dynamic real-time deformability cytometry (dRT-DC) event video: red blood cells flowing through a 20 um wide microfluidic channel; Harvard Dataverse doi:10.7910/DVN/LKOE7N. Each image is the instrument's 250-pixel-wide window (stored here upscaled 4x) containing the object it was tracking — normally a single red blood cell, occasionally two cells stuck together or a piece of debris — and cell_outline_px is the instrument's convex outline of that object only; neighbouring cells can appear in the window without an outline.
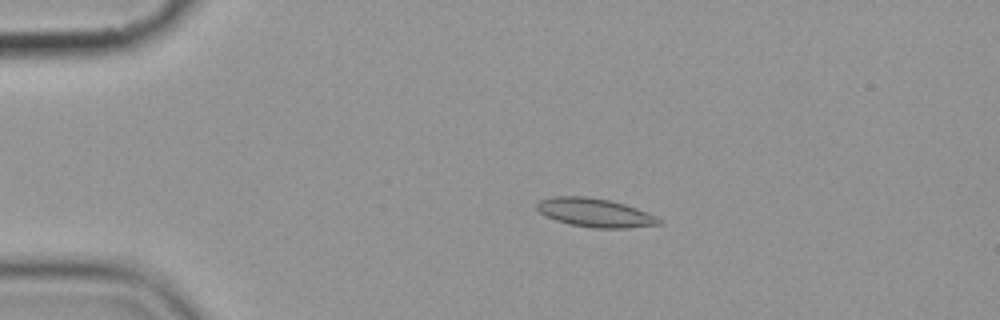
{"species": "common noctule bat (a hibernating species)", "species_latin": "Nyctalus noctula", "temperature_condition": "cold", "stored_images_in_passage": 7, "camera_frame_rate_fps": 3000, "um_per_image_px": 0.085, "animal": {"sex": "female", "body_mass_g": 19.9}, "frame": {"image": 1, "passage_image": 3, "time_ms": 2.333, "image_size_px": [1000, 320], "cell_outline_px": [[664, 224], [628, 228], [592, 228], [572, 224], [556, 220], [540, 212], [536, 208], [536, 204], [540, 200], [552, 196], [588, 196], [608, 200], [624, 204], [636, 208], [656, 216], [664, 220]], "centroid_in_image_um": [50.62, 18.08], "position_along_channel_um": 34.4, "area_um2": 20.4}}
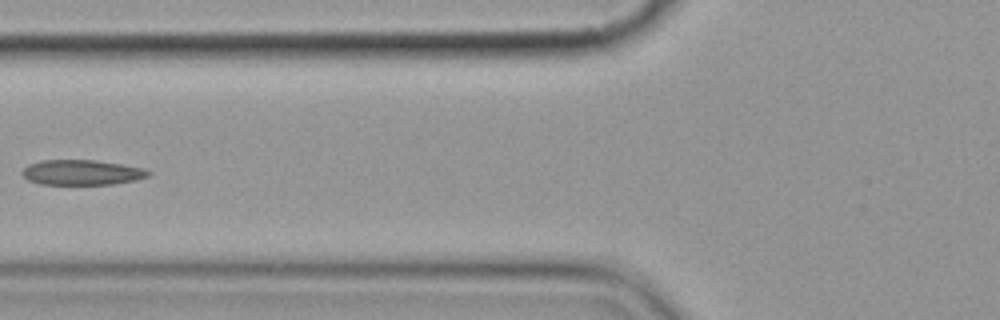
{"frame": {"image": 2, "passage_image": 6, "time_ms": 6.0, "image_size_px": [1000, 320], "cell_outline_px": [[152, 172], [148, 176], [136, 180], [112, 184], [40, 184], [28, 180], [20, 172], [28, 164], [40, 160], [96, 160], [144, 168]], "centroid_in_image_um": [6.94, 14.65], "position_along_channel_um": 118.9, "area_um2": 18.5}}
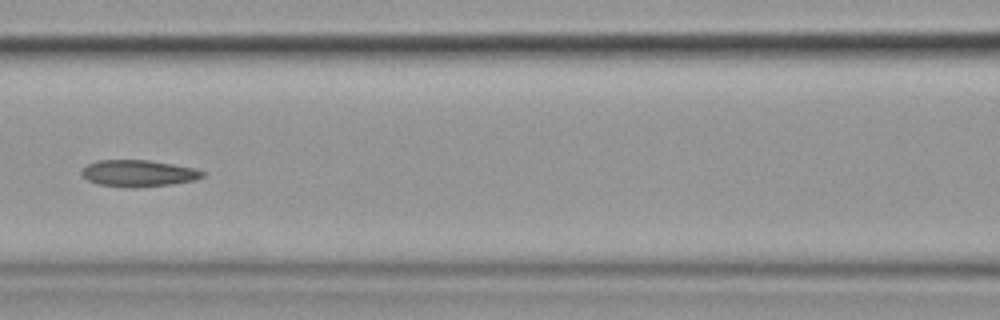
{"frame": {"image": 3, "passage_image": 7, "time_ms": 7.0, "image_size_px": [1000, 320], "cell_outline_px": [[204, 176], [196, 180], [172, 184], [136, 188], [132, 188], [96, 184], [88, 180], [80, 172], [88, 164], [96, 160], [148, 160], [196, 168], [204, 172]], "centroid_in_image_um": [11.77, 14.74], "position_along_channel_um": 154.8, "area_um2": 18.84}}